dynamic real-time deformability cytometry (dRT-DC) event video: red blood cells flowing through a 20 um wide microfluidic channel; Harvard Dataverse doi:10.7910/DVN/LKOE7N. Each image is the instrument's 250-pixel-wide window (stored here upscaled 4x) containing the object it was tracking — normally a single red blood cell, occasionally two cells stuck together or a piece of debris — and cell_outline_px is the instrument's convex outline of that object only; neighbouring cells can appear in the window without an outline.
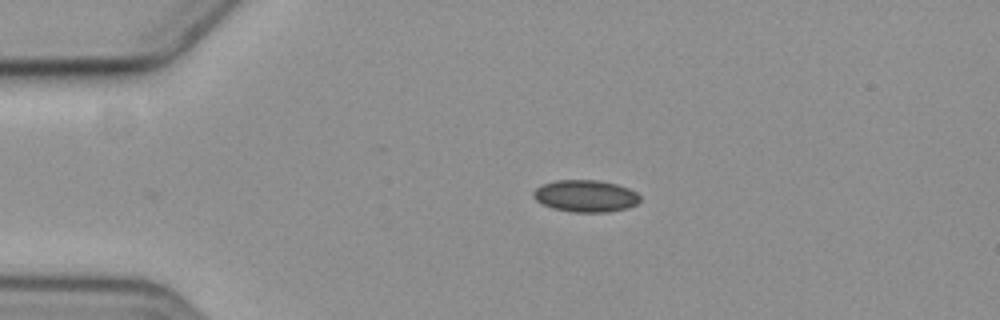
{"species": "common noctule bat (a hibernating species)", "species_latin": "Nyctalus noctula", "temperature_condition": "cold", "stored_images_in_passage": 3, "camera_frame_rate_fps": 3000, "um_per_image_px": 0.085, "animal": {"sex": "female", "body_mass_g": 19.3, "forearm_length_mm": 54.1}, "frame": {"image": 1, "passage_image": 3, "time_ms": 2.333, "image_size_px": [1000, 320], "cell_outline_px": [[640, 200], [636, 204], [628, 208], [608, 212], [572, 212], [552, 208], [536, 200], [532, 196], [532, 192], [536, 188], [544, 184], [556, 180], [600, 180], [616, 184], [628, 188], [636, 192], [640, 196]], "centroid_in_image_um": [49.78, 16.66], "position_along_channel_um": 35.2, "area_um2": 19.88}}